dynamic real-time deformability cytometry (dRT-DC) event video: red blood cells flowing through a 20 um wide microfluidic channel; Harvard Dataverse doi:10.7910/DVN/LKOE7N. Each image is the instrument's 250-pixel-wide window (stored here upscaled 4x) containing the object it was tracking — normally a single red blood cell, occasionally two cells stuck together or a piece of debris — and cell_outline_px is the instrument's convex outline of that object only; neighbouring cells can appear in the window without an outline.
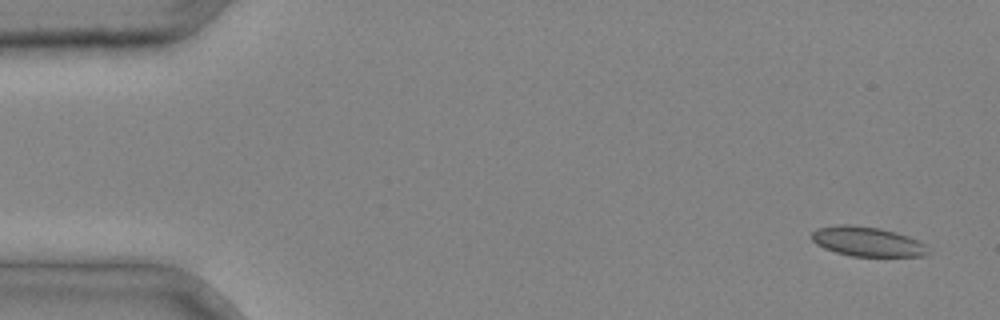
{"species": "common noctule bat (a hibernating species)", "species_latin": "Nyctalus noctula", "temperature_condition": "cold", "stored_images_in_passage": 4, "camera_frame_rate_fps": 3000, "um_per_image_px": 0.085, "animal": {"sex": "male", "body_mass_g": 20.4}, "frame": {"image": 1, "passage_image": 1, "time_ms": 0.0, "image_size_px": [1000, 320], "cell_outline_px": [[932, 252], [924, 256], [852, 256], [836, 252], [824, 248], [816, 244], [812, 240], [812, 232], [816, 228], [840, 224], [852, 224], [880, 228], [896, 232], [908, 236], [924, 244]], "centroid_in_image_um": [73.72, 20.53], "position_along_channel_um": 11.3, "area_um2": 20.17}}